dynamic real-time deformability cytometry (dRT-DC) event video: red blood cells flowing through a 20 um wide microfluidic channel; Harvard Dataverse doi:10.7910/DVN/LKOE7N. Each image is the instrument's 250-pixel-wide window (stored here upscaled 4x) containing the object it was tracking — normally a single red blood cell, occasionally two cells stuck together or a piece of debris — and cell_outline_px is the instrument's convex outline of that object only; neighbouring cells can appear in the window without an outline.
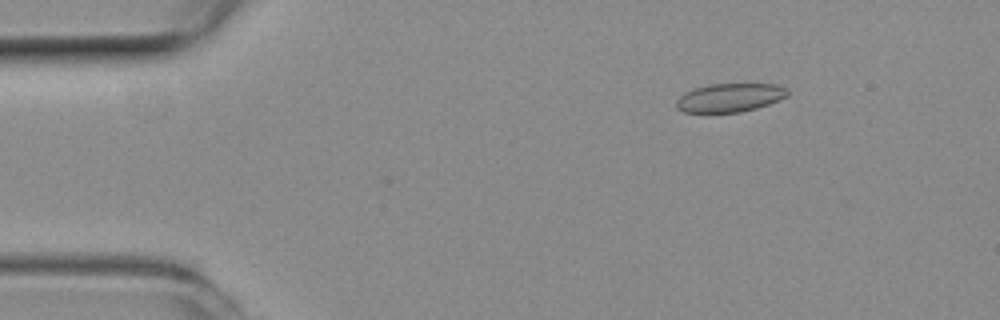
{"species": "common noctule bat (a hibernating species)", "species_latin": "Nyctalus noctula", "temperature_condition": "room temperature", "stored_images_in_passage": 49, "camera_frame_rate_fps": 3000, "um_per_image_px": 0.085, "animal": {"sex": "female", "body_mass_g": 19.3, "forearm_length_mm": 54.1}, "frame": {"image": 1, "passage_image": 4, "time_ms": 1.0, "image_size_px": [1000, 320], "cell_outline_px": [[788, 96], [768, 104], [756, 108], [740, 112], [684, 112], [676, 108], [676, 100], [684, 92], [696, 88], [712, 84], [776, 84], [788, 88]], "centroid_in_image_um": [62.04, 8.3], "position_along_channel_um": 23.0, "area_um2": 18.44}}
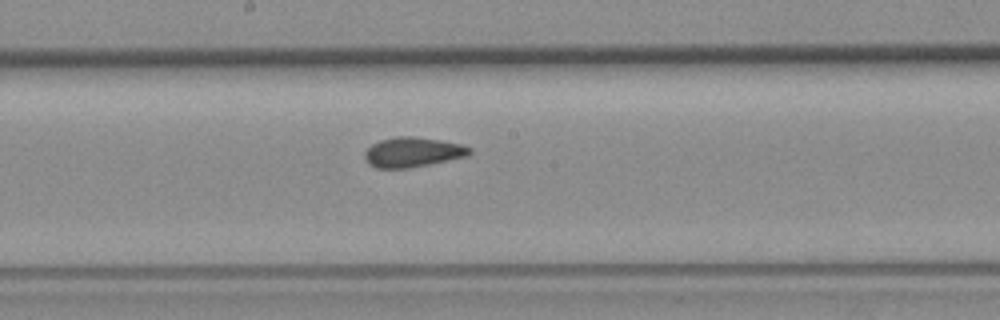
{"frame": {"image": 2, "passage_image": 24, "time_ms": 7.667, "image_size_px": [1000, 320], "cell_outline_px": [[472, 152], [468, 156], [408, 168], [376, 168], [364, 156], [364, 152], [372, 144], [380, 140], [396, 136], [412, 136], [440, 140], [464, 144], [472, 148]], "centroid_in_image_um": [35.12, 12.92], "position_along_channel_um": 213.1, "area_um2": 18.15}}
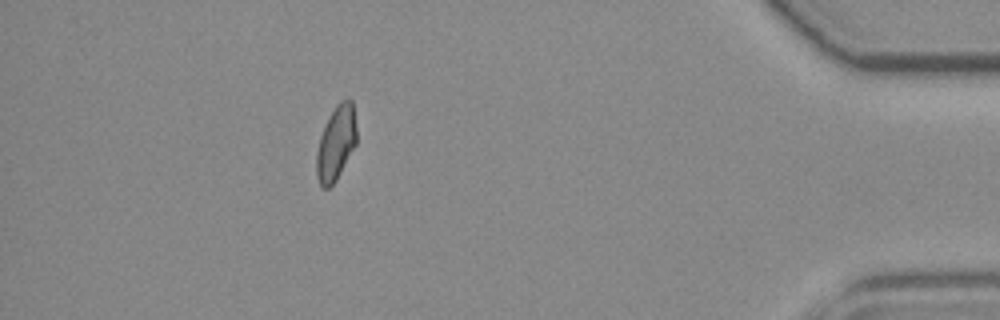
{"frame": {"image": 3, "passage_image": 43, "time_ms": 14.0, "image_size_px": [1000, 320], "cell_outline_px": [[356, 144], [336, 180], [328, 188], [324, 188], [320, 184], [316, 176], [316, 152], [320, 136], [336, 104], [340, 100], [348, 96], [352, 100], [356, 128]], "centroid_in_image_um": [28.56, 12.14], "position_along_channel_um": 406.6, "area_um2": 17.28}, "authors_computed_cell_mechanics": {"area_um2": 18.207, "velocity_mm_per_s": 3.9411, "shape_relaxation_time_tau1_ms": null, "shape_relaxation_time_tau2_ms": 1.0629, "deformation_change_tau1": null, "deformation_change_tau2": 0.0596}}